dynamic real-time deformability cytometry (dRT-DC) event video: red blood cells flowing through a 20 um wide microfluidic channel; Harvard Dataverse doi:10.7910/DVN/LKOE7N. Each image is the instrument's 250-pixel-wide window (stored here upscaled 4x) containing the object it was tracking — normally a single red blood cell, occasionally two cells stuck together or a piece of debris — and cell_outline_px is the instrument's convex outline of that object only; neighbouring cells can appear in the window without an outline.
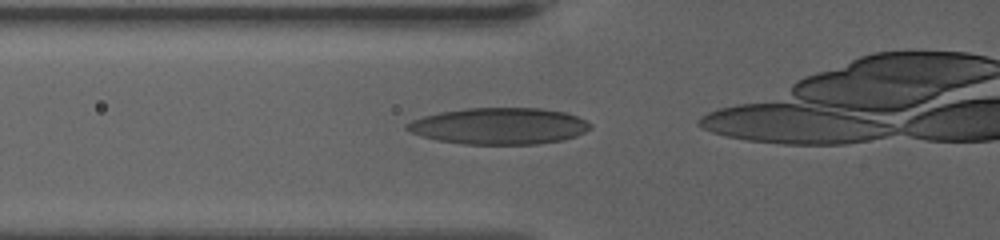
{"species": "human", "species_latin": "Homo sapiens", "temperature_condition": "warm", "stored_images_in_passage": 12, "camera_frame_rate_fps": 3000, "um_per_image_px": 0.085, "donor": {"sex": "female"}, "frame": {"image": 1, "passage_image": 4, "time_ms": 1.0, "image_size_px": [1000, 240], "cell_outline_px": [[592, 128], [576, 136], [564, 140], [536, 144], [464, 144], [436, 140], [412, 132], [404, 128], [404, 124], [412, 120], [424, 116], [440, 112], [464, 108], [540, 108], [564, 112], [576, 116], [592, 124]], "centroid_in_image_um": [42.43, 10.71], "position_along_channel_um": 83.4, "area_um2": 39.02}}
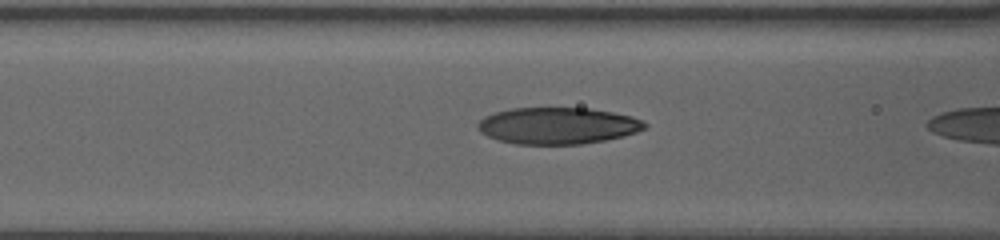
{"frame": {"image": 2, "passage_image": 7, "time_ms": 2.0, "image_size_px": [1000, 240], "cell_outline_px": [[648, 124], [644, 128], [636, 132], [604, 140], [580, 144], [516, 144], [500, 140], [488, 136], [480, 132], [476, 124], [484, 116], [496, 112], [512, 108], [588, 108], [612, 112], [632, 116]], "centroid_in_image_um": [47.37, 10.68], "position_along_channel_um": 119.2, "area_um2": 35.37}}
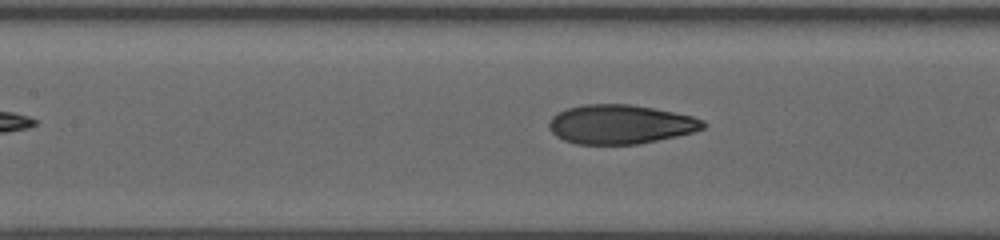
{"frame": {"image": 3, "passage_image": 10, "time_ms": 3.0, "image_size_px": [1000, 240], "cell_outline_px": [[708, 124], [704, 128], [692, 132], [676, 136], [636, 144], [576, 144], [564, 140], [556, 136], [548, 128], [548, 124], [552, 116], [564, 108], [584, 104], [632, 104], [692, 116], [704, 120]], "centroid_in_image_um": [52.7, 10.56], "position_along_channel_um": 154.7, "area_um2": 35.2}}